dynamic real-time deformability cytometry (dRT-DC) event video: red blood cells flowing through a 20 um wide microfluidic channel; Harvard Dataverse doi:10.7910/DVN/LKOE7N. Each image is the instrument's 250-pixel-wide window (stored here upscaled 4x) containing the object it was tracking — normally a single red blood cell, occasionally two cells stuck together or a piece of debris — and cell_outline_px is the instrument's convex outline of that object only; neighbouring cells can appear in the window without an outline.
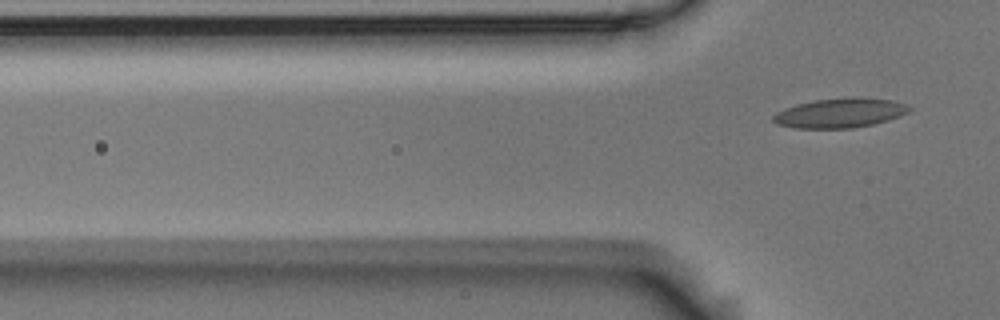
{"species": "Egyptian fruit bat (a non-hibernating species)", "species_latin": "Rousettus aegyptiacus", "temperature_condition": "room temperature", "stored_images_in_passage": 5, "segment_of_instrument_passage": [2, 2], "camera_frame_rate_fps": 3000, "um_per_image_px": 0.085, "animal": {"sex": "male"}, "frame": {"image": 1, "passage_image": 5, "time_ms": 1.333, "image_size_px": [1000, 320], "cell_outline_px": [[912, 108], [908, 112], [900, 116], [888, 120], [872, 124], [852, 128], [796, 128], [776, 124], [772, 120], [772, 116], [776, 112], [784, 108], [796, 104], [816, 100], [844, 96], [860, 96], [892, 100], [908, 104]], "centroid_in_image_um": [71.41, 9.58], "position_along_channel_um": 54.4, "area_um2": 23.81}}